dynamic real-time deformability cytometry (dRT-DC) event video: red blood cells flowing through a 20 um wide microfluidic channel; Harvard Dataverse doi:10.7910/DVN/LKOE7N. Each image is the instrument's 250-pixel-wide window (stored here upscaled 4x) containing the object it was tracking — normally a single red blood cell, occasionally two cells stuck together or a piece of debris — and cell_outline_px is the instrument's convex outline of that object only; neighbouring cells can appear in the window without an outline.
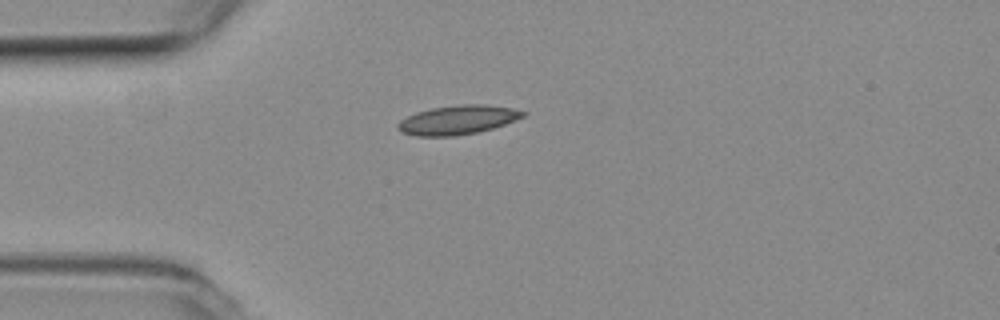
{"species": "common noctule bat (a hibernating species)", "species_latin": "Nyctalus noctula", "temperature_condition": "room temperature", "stored_images_in_passage": 34, "camera_frame_rate_fps": 3000, "um_per_image_px": 0.085, "animal": {"sex": "female", "body_mass_g": 19.3, "forearm_length_mm": 54.1}, "frame": {"image": 1, "passage_image": 1, "time_ms": 0.0, "image_size_px": [1000, 320], "cell_outline_px": [[528, 112], [524, 116], [504, 124], [492, 128], [476, 132], [456, 136], [416, 136], [400, 132], [396, 128], [396, 124], [400, 120], [416, 112], [432, 108], [460, 104], [484, 104], [512, 108]], "centroid_in_image_um": [38.87, 10.19], "position_along_channel_um": 46.1, "area_um2": 21.21}}
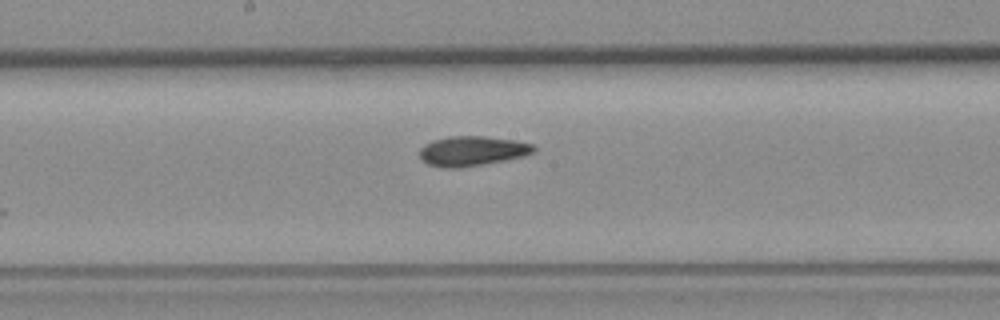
{"frame": {"image": 2, "passage_image": 15, "time_ms": 4.667, "image_size_px": [1000, 320], "cell_outline_px": [[536, 152], [524, 156], [484, 164], [460, 168], [440, 168], [428, 164], [420, 160], [420, 148], [424, 144], [432, 140], [448, 136], [484, 136], [516, 140], [536, 144]], "centroid_in_image_um": [40.14, 12.83], "position_along_channel_um": 208.1, "area_um2": 20.23}}
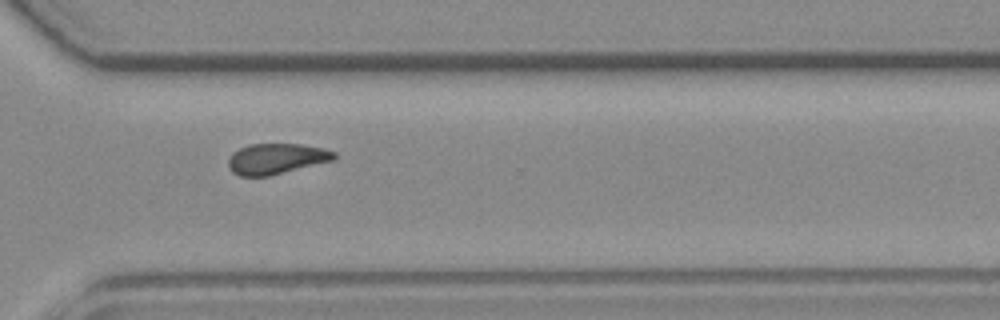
{"frame": {"image": 3, "passage_image": 26, "time_ms": 8.333, "image_size_px": [1000, 320], "cell_outline_px": [[336, 156], [332, 160], [268, 176], [240, 176], [232, 172], [228, 168], [228, 160], [232, 152], [248, 144], [300, 144], [324, 148], [336, 152]], "centroid_in_image_um": [23.44, 13.48], "position_along_channel_um": 347.2, "area_um2": 18.79}, "authors_computed_cell_mechanics": {"area_um2": 19.8543, "velocity_mm_per_s": 3.7964, "shape_relaxation_time_tau1_ms": null, "shape_relaxation_time_tau2_ms": 1.9518, "deformation_change_tau1": null, "deformation_change_tau2": 0.0644}}